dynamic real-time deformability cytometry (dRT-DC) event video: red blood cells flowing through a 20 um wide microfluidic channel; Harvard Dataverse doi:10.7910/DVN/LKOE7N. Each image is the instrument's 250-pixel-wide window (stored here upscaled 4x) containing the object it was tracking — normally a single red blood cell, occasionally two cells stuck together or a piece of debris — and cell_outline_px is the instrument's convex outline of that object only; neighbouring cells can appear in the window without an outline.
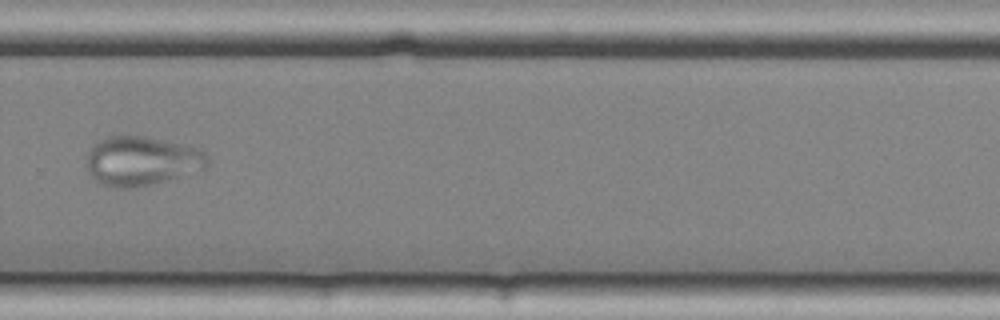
{"species": "common noctule bat (a hibernating species)", "species_latin": "Nyctalus noctula", "temperature_condition": "cold", "stored_images_in_passage": 15, "camera_frame_rate_fps": 3000, "um_per_image_px": 0.085, "animal": {"sex": "female", "body_mass_g": 25.1}, "frame": {"image": 1, "passage_image": 11, "time_ms": 3.333, "image_size_px": [1000, 320], "cell_outline_px": [[208, 164], [204, 172], [132, 188], [112, 188], [100, 184], [88, 172], [84, 164], [88, 152], [92, 144], [108, 136], [144, 136], [184, 144], [200, 148], [208, 156]], "centroid_in_image_um": [12.07, 13.69], "position_along_channel_um": 317.7, "area_um2": 35.55}}
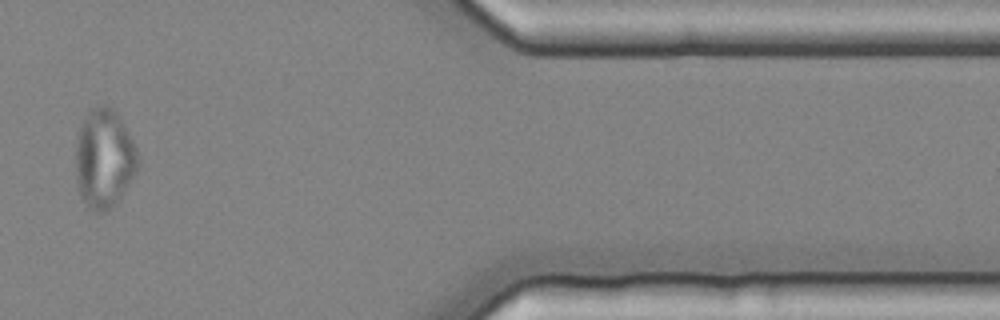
{"frame": {"image": 2, "passage_image": 13, "time_ms": 4.0, "image_size_px": [1000, 320], "cell_outline_px": [[140, 164], [136, 172], [120, 200], [112, 208], [104, 212], [96, 212], [88, 208], [80, 196], [76, 184], [76, 136], [88, 112], [92, 108], [100, 104], [108, 104], [120, 116], [136, 148], [140, 160]], "centroid_in_image_um": [8.86, 13.5], "position_along_channel_um": 402.5, "area_um2": 36.53}}